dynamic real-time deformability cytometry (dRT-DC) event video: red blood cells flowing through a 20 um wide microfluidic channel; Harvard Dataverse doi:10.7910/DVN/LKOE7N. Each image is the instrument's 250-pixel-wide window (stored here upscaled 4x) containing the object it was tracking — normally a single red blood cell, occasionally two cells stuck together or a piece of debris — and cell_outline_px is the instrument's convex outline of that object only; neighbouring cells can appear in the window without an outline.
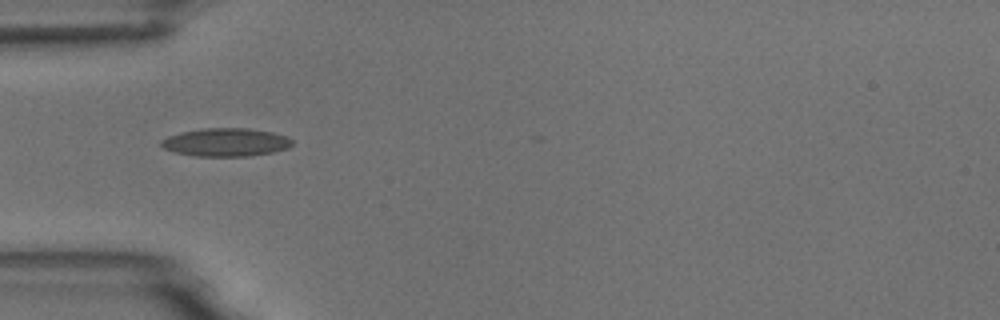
{"species": "common noctule bat (a hibernating species)", "species_latin": "Nyctalus noctula", "temperature_condition": "room temperature", "stored_images_in_passage": 6, "camera_frame_rate_fps": 3000, "um_per_image_px": 0.085, "animal": {"sex": "male", "body_mass_g": 18.8}, "frame": {"image": 1, "passage_image": 1, "time_ms": 0.0, "image_size_px": [1000, 320], "cell_outline_px": [[292, 144], [288, 148], [272, 152], [248, 156], [196, 156], [176, 152], [164, 148], [160, 144], [160, 140], [168, 136], [180, 132], [200, 128], [248, 128], [272, 132], [288, 136], [292, 140]], "centroid_in_image_um": [19.19, 12.08], "position_along_channel_um": 65.8, "area_um2": 21.56}}